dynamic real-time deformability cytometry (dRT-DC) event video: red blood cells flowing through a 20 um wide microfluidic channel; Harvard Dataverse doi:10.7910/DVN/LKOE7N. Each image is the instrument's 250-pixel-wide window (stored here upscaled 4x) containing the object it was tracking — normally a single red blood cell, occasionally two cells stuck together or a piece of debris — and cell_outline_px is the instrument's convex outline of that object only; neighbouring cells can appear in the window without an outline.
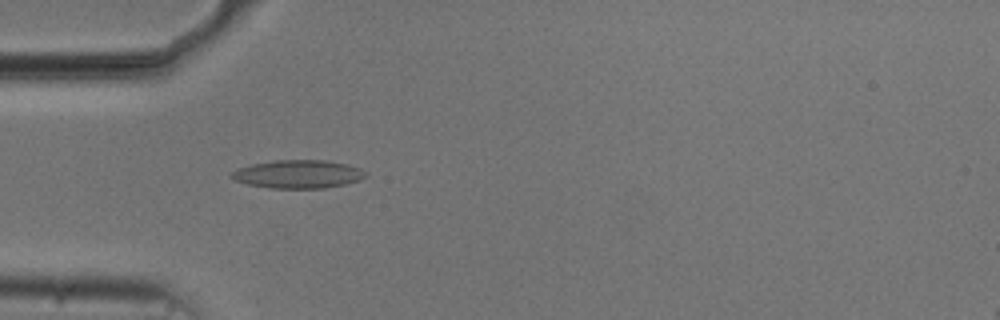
{"species": "common noctule bat (a hibernating species)", "species_latin": "Nyctalus noctula", "temperature_condition": "cold", "stored_images_in_passage": 53, "camera_frame_rate_fps": 3000, "um_per_image_px": 0.085, "animal": {"sex": "male", "body_mass_g": 20.5, "forearm_length_mm": 52.5}, "frame": {"image": 1, "passage_image": 16, "time_ms": 5.0, "image_size_px": [1000, 320], "cell_outline_px": [[368, 172], [360, 180], [344, 184], [324, 188], [268, 188], [248, 184], [236, 180], [228, 176], [236, 168], [252, 164], [276, 160], [324, 160], [348, 164], [360, 168]], "centroid_in_image_um": [25.33, 14.8], "position_along_channel_um": 59.7, "area_um2": 22.08}}
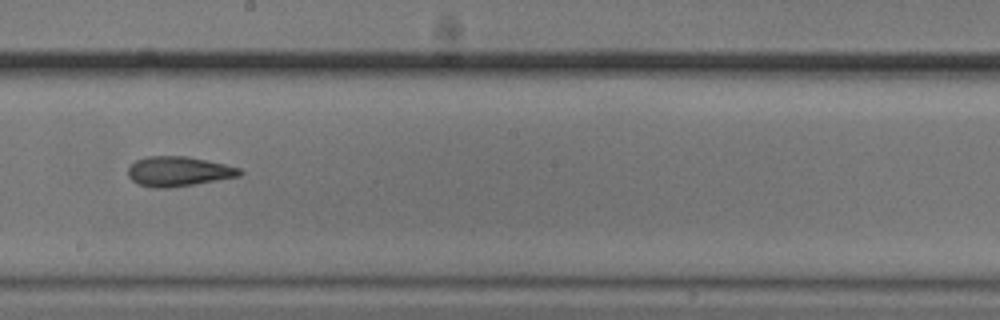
{"frame": {"image": 2, "passage_image": 30, "time_ms": 9.667, "image_size_px": [1000, 320], "cell_outline_px": [[244, 172], [240, 176], [168, 188], [152, 188], [136, 184], [128, 176], [128, 168], [136, 160], [148, 156], [188, 156], [224, 164], [240, 168]], "centroid_in_image_um": [15.15, 14.57], "position_along_channel_um": 233.1, "area_um2": 19.36}}
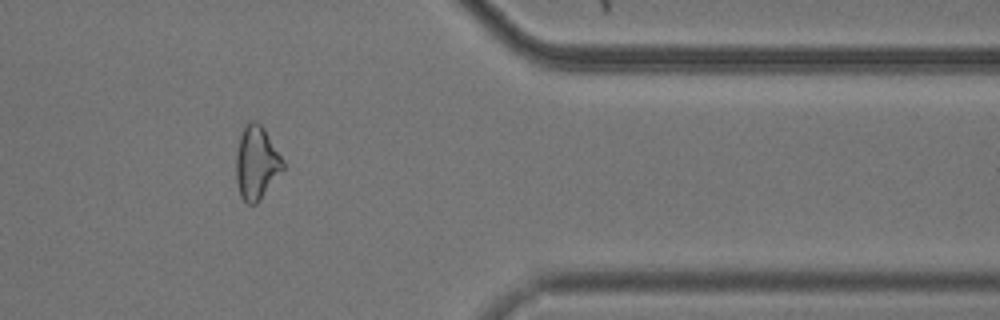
{"frame": {"image": 3, "passage_image": 44, "time_ms": 14.333, "image_size_px": [1000, 320], "cell_outline_px": [[284, 168], [260, 200], [256, 204], [248, 204], [240, 196], [236, 180], [236, 152], [240, 136], [248, 120], [256, 120], [264, 128], [284, 160]], "centroid_in_image_um": [21.8, 13.83], "position_along_channel_um": 389.6, "area_um2": 20.06}, "authors_computed_cell_mechanics": {"area_um2": 20.4034, "velocity_mm_per_s": 3.7579, "shape_relaxation_time_tau1_ms": null, "shape_relaxation_time_tau2_ms": 4.6017, "deformation_change_tau1": null, "deformation_change_tau2": 0.1382}}